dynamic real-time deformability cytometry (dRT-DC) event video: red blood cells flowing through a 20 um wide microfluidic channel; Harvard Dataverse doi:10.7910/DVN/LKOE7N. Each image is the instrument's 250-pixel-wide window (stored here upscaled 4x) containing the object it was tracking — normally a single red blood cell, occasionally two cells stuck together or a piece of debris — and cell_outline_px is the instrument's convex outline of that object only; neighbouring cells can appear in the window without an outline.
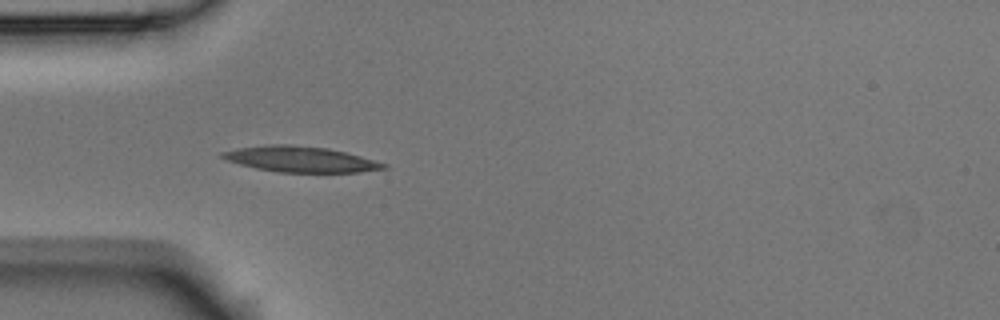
{"species": "Egyptian fruit bat (a non-hibernating species)", "species_latin": "Rousettus aegyptiacus", "temperature_condition": "room temperature", "stored_images_in_passage": 3, "camera_frame_rate_fps": 3000, "um_per_image_px": 0.085, "animal": {"sex": "male"}, "frame": {"image": 1, "passage_image": 3, "time_ms": 0.667, "image_size_px": [1000, 320], "cell_outline_px": [[388, 168], [356, 172], [280, 172], [256, 168], [240, 164], [228, 160], [220, 156], [220, 152], [240, 148], [268, 144], [292, 144], [328, 148], [360, 156], [388, 164]], "centroid_in_image_um": [25.55, 13.52], "position_along_channel_um": 59.5, "area_um2": 23.93}}